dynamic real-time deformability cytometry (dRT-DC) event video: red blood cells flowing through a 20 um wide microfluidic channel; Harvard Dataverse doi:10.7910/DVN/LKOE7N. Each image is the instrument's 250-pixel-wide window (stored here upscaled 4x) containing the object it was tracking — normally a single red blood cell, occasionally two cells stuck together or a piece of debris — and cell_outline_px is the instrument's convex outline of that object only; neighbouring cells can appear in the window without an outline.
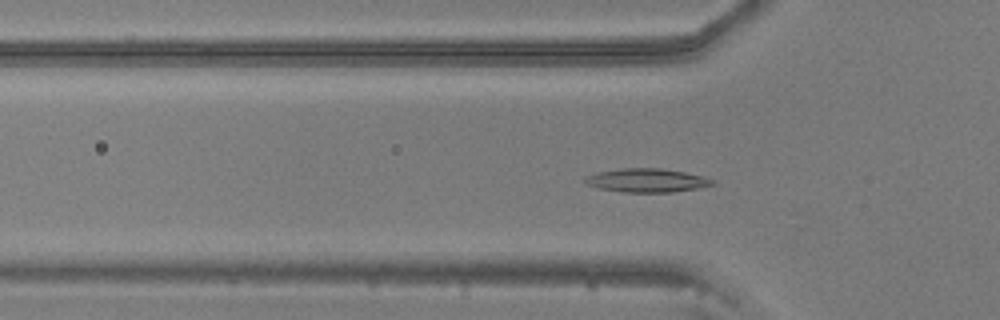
{"species": "common noctule bat (a hibernating species)", "species_latin": "Nyctalus noctula", "temperature_condition": "warm", "stored_images_in_passage": 41, "camera_frame_rate_fps": 3000, "um_per_image_px": 0.085, "animal": {"sex": "male", "body_mass_g": 20.5, "forearm_length_mm": 52.5}, "frame": {"image": 1, "passage_image": 3, "time_ms": 0.667, "image_size_px": [1000, 320], "cell_outline_px": [[716, 184], [696, 188], [672, 192], [620, 192], [600, 188], [588, 184], [584, 180], [588, 176], [596, 172], [620, 168], [660, 168], [684, 172], [704, 176], [716, 180]], "centroid_in_image_um": [55.02, 15.32], "position_along_channel_um": 70.8, "area_um2": 17.51}}
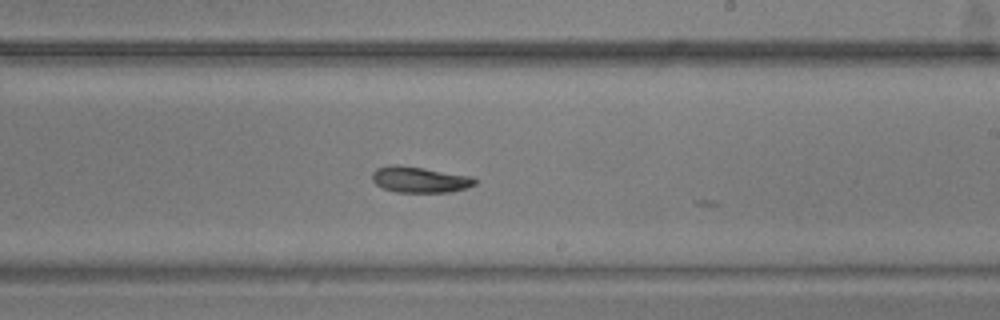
{"frame": {"image": 2, "passage_image": 18, "time_ms": 5.667, "image_size_px": [1000, 320], "cell_outline_px": [[476, 184], [452, 192], [396, 192], [384, 188], [376, 184], [372, 180], [372, 172], [376, 168], [392, 164], [396, 164], [424, 168], [472, 176], [476, 180]], "centroid_in_image_um": [35.66, 15.26], "position_along_channel_um": 253.3, "area_um2": 15.55}}
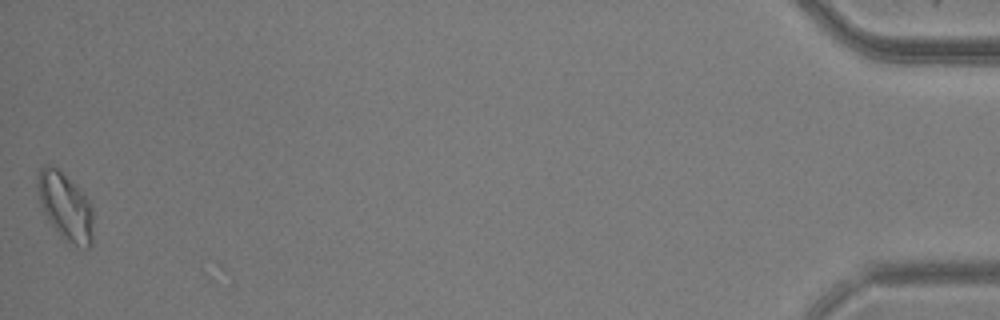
{"frame": {"image": 3, "passage_image": 41, "time_ms": 13.333, "image_size_px": [1000, 320], "cell_outline_px": [[92, 244], [88, 248], [76, 244], [68, 240], [48, 220], [40, 200], [36, 188], [36, 176], [40, 168], [44, 164], [52, 164], [88, 200], [92, 208]], "centroid_in_image_um": [5.52, 17.5], "position_along_channel_um": 429.7, "area_um2": 20.92}}